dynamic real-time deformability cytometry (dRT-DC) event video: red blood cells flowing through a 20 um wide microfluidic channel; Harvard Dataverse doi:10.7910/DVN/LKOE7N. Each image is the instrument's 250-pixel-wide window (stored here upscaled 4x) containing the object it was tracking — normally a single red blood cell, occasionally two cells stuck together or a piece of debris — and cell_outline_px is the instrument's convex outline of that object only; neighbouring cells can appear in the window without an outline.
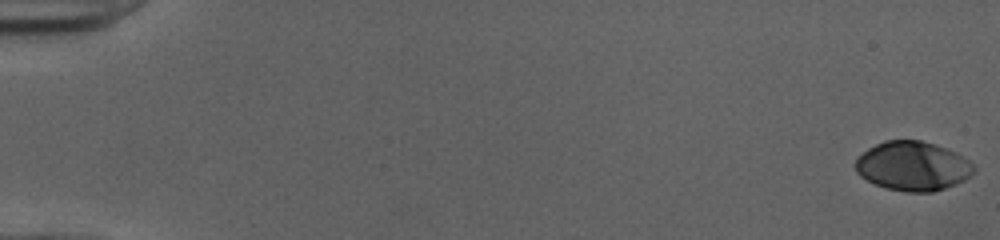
{"species": "human", "species_latin": "Homo sapiens", "temperature_condition": "cold", "stored_images_in_passage": 53, "camera_frame_rate_fps": 3000, "um_per_image_px": 0.085, "donor": {"sex": "female"}, "frame": {"image": 1, "passage_image": 1, "time_ms": 0.0, "image_size_px": [1000, 240], "cell_outline_px": [[976, 168], [964, 180], [956, 184], [932, 192], [904, 192], [888, 188], [876, 184], [860, 176], [856, 172], [856, 160], [868, 148], [884, 140], [920, 140], [956, 152], [968, 160]], "centroid_in_image_um": [77.58, 14.12], "position_along_channel_um": 7.4, "area_um2": 33.58}}
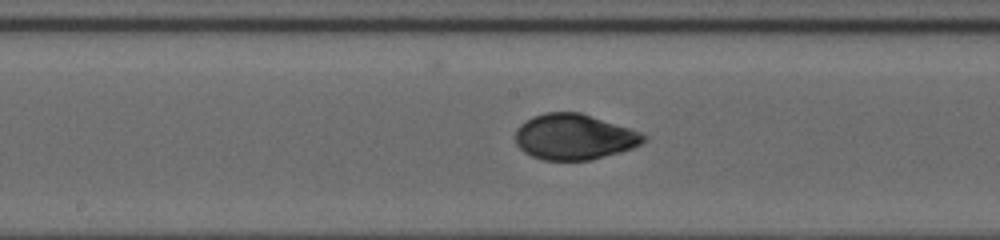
{"frame": {"image": 2, "passage_image": 29, "time_ms": 9.333, "image_size_px": [1000, 240], "cell_outline_px": [[648, 140], [632, 148], [620, 152], [592, 160], [544, 160], [532, 156], [524, 152], [516, 144], [516, 128], [520, 124], [532, 116], [544, 112], [580, 112], [640, 132], [648, 136]], "centroid_in_image_um": [48.8, 11.63], "position_along_channel_um": 199.4, "area_um2": 34.16}}
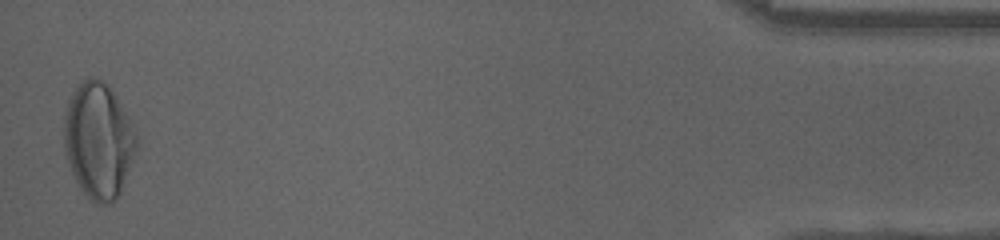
{"frame": {"image": 3, "passage_image": 52, "time_ms": 17.0, "image_size_px": [1000, 240], "cell_outline_px": [[136, 148], [120, 192], [112, 204], [96, 204], [80, 188], [72, 172], [64, 152], [64, 116], [68, 100], [72, 92], [88, 76], [92, 76], [108, 84], [132, 124], [136, 136]], "centroid_in_image_um": [8.34, 11.94], "position_along_channel_um": 426.9, "area_um2": 48.26}, "authors_computed_cell_mechanics": {"area_um2": 33.9286, "velocity_mm_per_s": 4.001, "shape_relaxation_time_tau1_ms": 5.0653, "shape_relaxation_time_tau2_ms": 0.8693, "deformation_change_tau1": 0.1914, "deformation_change_tau2": 0.0396}}